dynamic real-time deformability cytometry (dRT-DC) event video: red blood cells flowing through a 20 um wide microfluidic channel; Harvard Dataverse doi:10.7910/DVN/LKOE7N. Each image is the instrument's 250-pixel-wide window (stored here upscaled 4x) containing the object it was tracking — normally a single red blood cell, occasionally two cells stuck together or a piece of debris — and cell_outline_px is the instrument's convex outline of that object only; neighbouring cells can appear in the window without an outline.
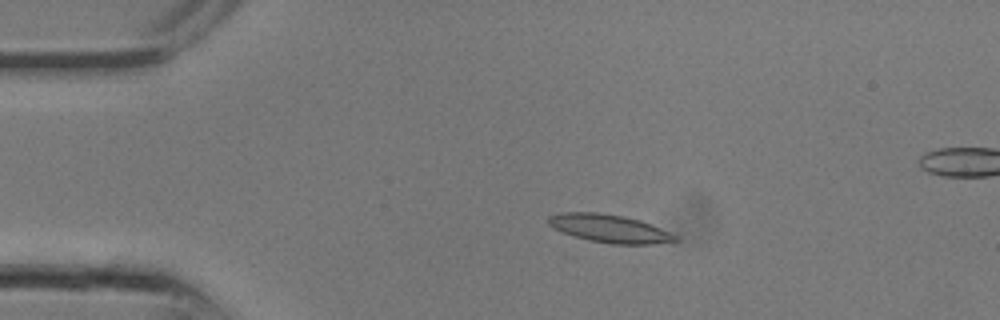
{"species": "common noctule bat (a hibernating species)", "species_latin": "Nyctalus noctula", "temperature_condition": "room temperature", "stored_images_in_passage": 12, "camera_frame_rate_fps": 3000, "um_per_image_px": 0.085, "animal": {"sex": "male", "body_mass_g": 13.3}, "frame": {"image": 1, "passage_image": 6, "time_ms": 1.667, "image_size_px": [1000, 320], "cell_outline_px": [[680, 240], [652, 244], [612, 244], [588, 240], [552, 228], [548, 224], [548, 216], [560, 212], [596, 212], [624, 216], [640, 220], [668, 232], [676, 236]], "centroid_in_image_um": [51.76, 19.42], "position_along_channel_um": 33.2, "area_um2": 20.52}}
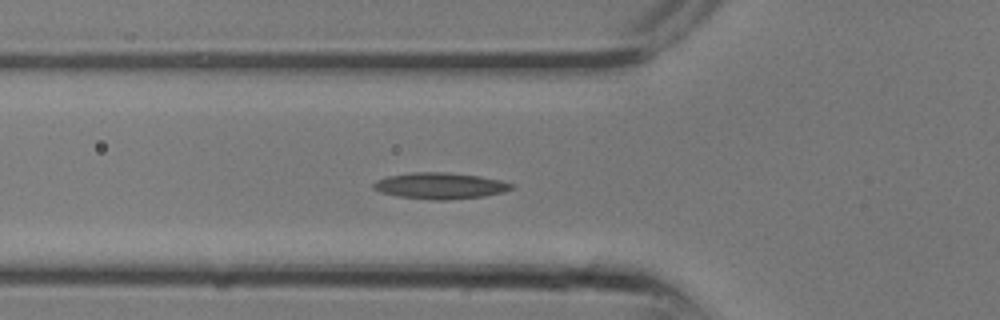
{"frame": {"image": 2, "passage_image": 10, "time_ms": 3.0, "image_size_px": [1000, 320], "cell_outline_px": [[512, 188], [504, 192], [484, 196], [444, 200], [428, 200], [396, 196], [380, 192], [372, 188], [372, 184], [376, 180], [388, 176], [412, 172], [448, 172], [480, 176], [500, 180], [512, 184]], "centroid_in_image_um": [37.36, 15.79], "position_along_channel_um": 88.4, "area_um2": 21.21}}
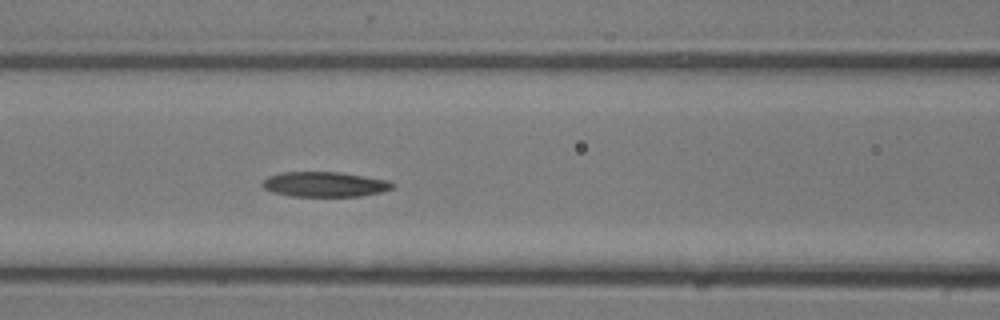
{"frame": {"image": 3, "passage_image": 12, "time_ms": 3.667, "image_size_px": [1000, 320], "cell_outline_px": [[396, 184], [392, 188], [380, 192], [360, 196], [292, 196], [272, 192], [264, 188], [260, 184], [268, 176], [280, 172], [340, 172], [388, 180]], "centroid_in_image_um": [27.58, 15.66], "position_along_channel_um": 139.0, "area_um2": 18.96}}